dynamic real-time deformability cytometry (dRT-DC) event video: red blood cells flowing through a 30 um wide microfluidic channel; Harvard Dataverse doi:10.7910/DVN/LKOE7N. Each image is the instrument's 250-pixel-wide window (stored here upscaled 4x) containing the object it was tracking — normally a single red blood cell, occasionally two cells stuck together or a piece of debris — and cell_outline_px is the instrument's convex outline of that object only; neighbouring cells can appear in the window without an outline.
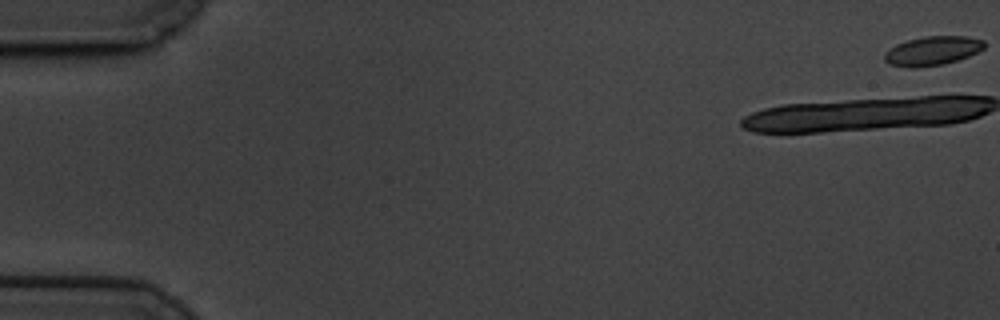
{"species": "common noctule bat (a hibernating species)", "species_latin": "Nyctalus noctula", "temperature_condition": "cold", "stored_images_in_passage": 18, "camera_frame_rate_fps": 3000, "um_per_image_px": 0.085, "animal": {"sex": "male", "body_mass_g": 19.5, "forearm_length_mm": 54.6}, "frame": {"image": 1, "passage_image": 1, "time_ms": 0.0, "image_size_px": [1000, 320], "cell_outline_px": [[984, 48], [968, 56], [944, 64], [916, 68], [912, 68], [888, 64], [884, 60], [884, 52], [896, 44], [908, 40], [924, 36], [968, 36], [984, 40]], "centroid_in_image_um": [79.22, 4.32], "position_along_channel_um": 5.8, "area_um2": 16.94}}